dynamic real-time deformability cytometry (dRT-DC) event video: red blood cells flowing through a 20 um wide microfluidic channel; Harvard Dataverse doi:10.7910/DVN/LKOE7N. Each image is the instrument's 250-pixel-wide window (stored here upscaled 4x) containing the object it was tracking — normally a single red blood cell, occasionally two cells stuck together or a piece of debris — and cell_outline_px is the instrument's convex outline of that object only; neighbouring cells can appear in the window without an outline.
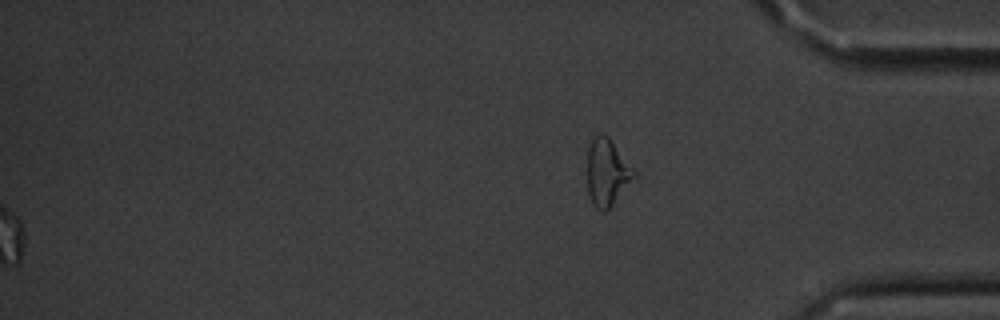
{"species": "common noctule bat (a hibernating species)", "species_latin": "Nyctalus noctula", "temperature_condition": "cold", "stored_images_in_passage": 57, "segment_of_instrument_passage": [2, 2], "camera_frame_rate_fps": 3000, "um_per_image_px": 0.085, "animal": {"sex": "male", "body_mass_g": 20.1, "forearm_length_mm": 53.5}, "frame": {"image": 1, "passage_image": 57, "time_ms": 18.667, "image_size_px": [1000, 320], "cell_outline_px": [[636, 176], [612, 204], [604, 212], [600, 212], [592, 204], [588, 192], [588, 148], [592, 140], [596, 136], [608, 136], [636, 172]], "centroid_in_image_um": [51.59, 14.69], "position_along_channel_um": 383.6, "area_um2": 17.74}}